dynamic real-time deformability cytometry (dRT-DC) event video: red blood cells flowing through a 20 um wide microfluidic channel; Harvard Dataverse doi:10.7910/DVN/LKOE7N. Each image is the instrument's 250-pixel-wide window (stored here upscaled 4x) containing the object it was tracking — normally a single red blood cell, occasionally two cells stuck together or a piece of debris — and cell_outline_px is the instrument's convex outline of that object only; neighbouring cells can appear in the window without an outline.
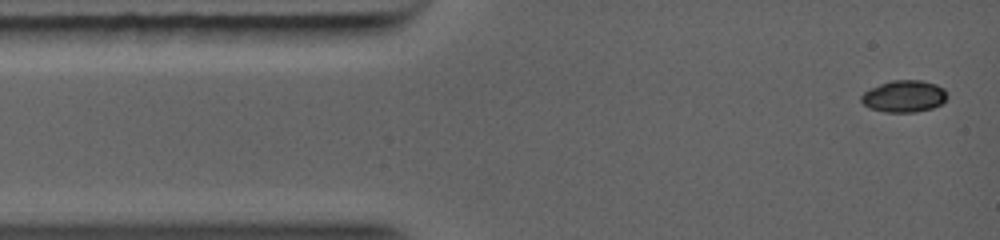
{"species": "common noctule bat (a hibernating species)", "species_latin": "Nyctalus noctula", "temperature_condition": "warm", "stored_images_in_passage": 25, "camera_frame_rate_fps": 5000, "um_per_image_px": 0.085, "animal": {"sex": "female", "body_mass_g": 19.0, "forearm_length_mm": 56.7}, "frame": {"image": 1, "passage_image": 1, "time_ms": 0.0, "image_size_px": [1000, 240], "cell_outline_px": [[948, 96], [940, 104], [932, 108], [912, 112], [884, 112], [868, 108], [860, 100], [860, 96], [868, 88], [892, 80], [920, 80], [936, 84], [944, 88], [948, 92]], "centroid_in_image_um": [76.82, 8.17], "position_along_channel_um": 8.2, "area_um2": 16.07}}
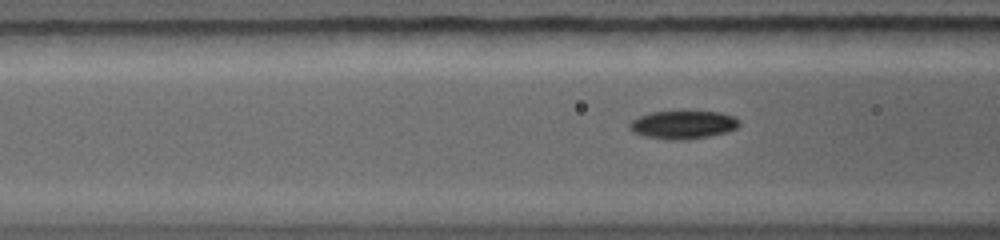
{"frame": {"image": 2, "passage_image": 16, "time_ms": 3.4, "image_size_px": [1000, 240], "cell_outline_px": [[740, 124], [736, 128], [724, 132], [704, 136], [652, 136], [636, 132], [628, 124], [632, 120], [640, 116], [652, 112], [720, 112], [732, 116], [740, 120]], "centroid_in_image_um": [58.13, 10.52], "position_along_channel_um": 108.5, "area_um2": 16.3}}
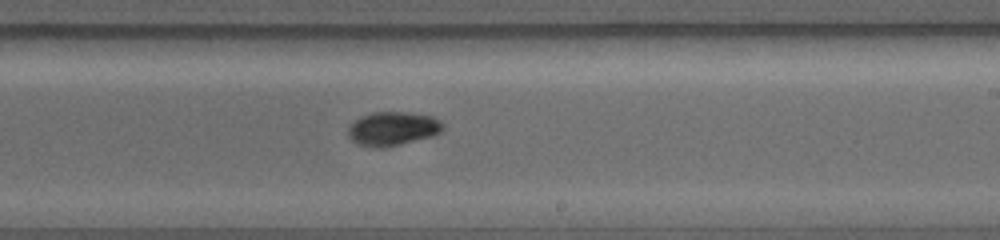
{"frame": {"image": 3, "passage_image": 25, "time_ms": 6.4, "image_size_px": [1000, 240], "cell_outline_px": [[444, 128], [436, 132], [424, 136], [392, 144], [372, 144], [356, 140], [348, 132], [348, 128], [356, 120], [372, 112], [404, 112], [432, 116], [440, 120], [444, 124]], "centroid_in_image_um": [33.43, 10.82], "position_along_channel_um": 255.6, "area_um2": 16.7}}